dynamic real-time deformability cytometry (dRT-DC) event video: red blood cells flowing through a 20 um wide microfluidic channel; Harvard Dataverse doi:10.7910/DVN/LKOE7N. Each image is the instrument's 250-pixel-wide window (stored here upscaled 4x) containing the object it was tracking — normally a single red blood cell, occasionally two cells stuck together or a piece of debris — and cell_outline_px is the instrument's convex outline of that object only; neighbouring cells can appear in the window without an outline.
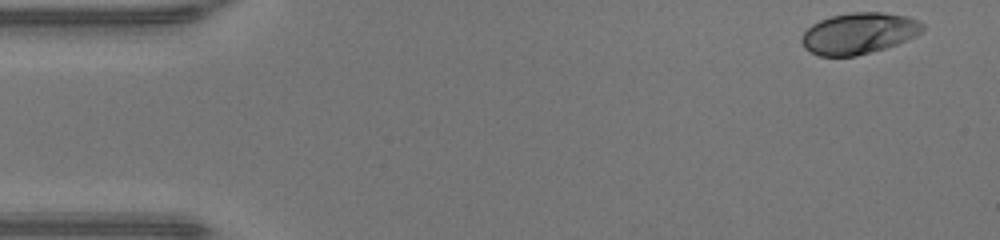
{"species": "human", "species_latin": "Homo sapiens", "temperature_condition": "warm", "stored_images_in_passage": 46, "camera_frame_rate_fps": 3000, "um_per_image_px": 0.085, "donor": {"sex": "male"}, "frame": {"image": 1, "passage_image": 1, "time_ms": 0.0, "image_size_px": [1000, 240], "cell_outline_px": [[924, 28], [916, 36], [896, 44], [884, 48], [856, 56], [820, 56], [804, 48], [800, 40], [804, 32], [812, 24], [820, 20], [832, 16], [852, 12], [880, 12], [908, 16], [924, 24]], "centroid_in_image_um": [72.99, 2.83], "position_along_channel_um": 12.0, "area_um2": 28.9}}
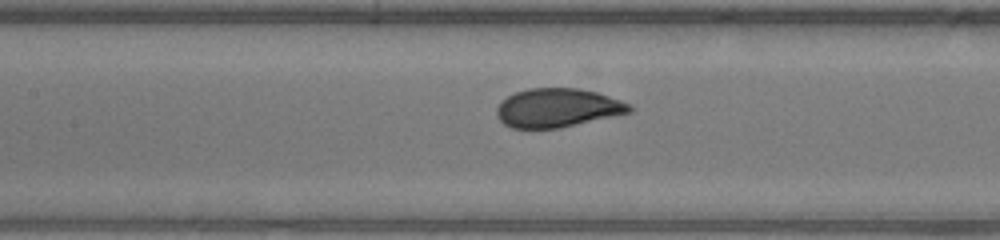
{"frame": {"image": 2, "passage_image": 20, "time_ms": 6.333, "image_size_px": [1000, 240], "cell_outline_px": [[632, 112], [560, 128], [512, 128], [504, 124], [496, 116], [496, 108], [508, 96], [516, 92], [528, 88], [576, 88], [596, 92], [632, 104]], "centroid_in_image_um": [47.4, 9.17], "position_along_channel_um": 160.0, "area_um2": 29.94}}
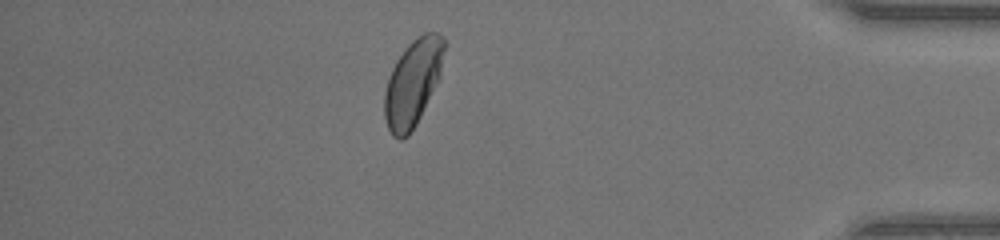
{"frame": {"image": 3, "passage_image": 40, "time_ms": 13.0, "image_size_px": [1000, 240], "cell_outline_px": [[444, 48], [440, 80], [416, 124], [408, 136], [400, 140], [392, 136], [388, 128], [384, 116], [384, 92], [388, 76], [396, 60], [404, 48], [412, 40], [424, 32], [436, 32], [444, 36]], "centroid_in_image_um": [35.09, 7.04], "position_along_channel_um": 400.1, "area_um2": 30.46}, "authors_computed_cell_mechanics": {"area_um2": 30.2294, "velocity_mm_per_s": 4.2744, "shape_relaxation_time_tau1_ms": 3.0332, "shape_relaxation_time_tau2_ms": null, "deformation_change_tau1": 0.1542, "deformation_change_tau2": null}}